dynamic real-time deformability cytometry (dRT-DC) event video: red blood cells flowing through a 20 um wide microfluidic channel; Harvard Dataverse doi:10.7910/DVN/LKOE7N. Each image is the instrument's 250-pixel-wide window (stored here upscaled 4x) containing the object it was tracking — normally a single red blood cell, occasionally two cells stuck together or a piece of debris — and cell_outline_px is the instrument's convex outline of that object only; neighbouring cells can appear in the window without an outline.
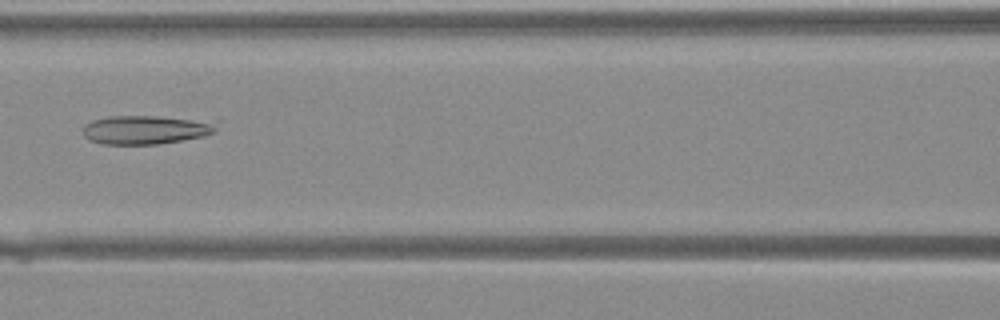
{"species": "Egyptian fruit bat (a non-hibernating species)", "species_latin": "Rousettus aegyptiacus", "temperature_condition": "warm", "stored_images_in_passage": 33, "camera_frame_rate_fps": 3000, "um_per_image_px": 0.085, "animal": {"sex": "female"}, "frame": {"image": 1, "passage_image": 11, "time_ms": 3.333, "image_size_px": [1000, 320], "cell_outline_px": [[220, 120], [216, 132], [204, 136], [156, 144], [104, 144], [88, 140], [84, 136], [84, 124], [92, 120], [108, 116], [156, 116]], "centroid_in_image_um": [12.48, 11.0], "position_along_channel_um": 154.1, "area_um2": 22.83}}
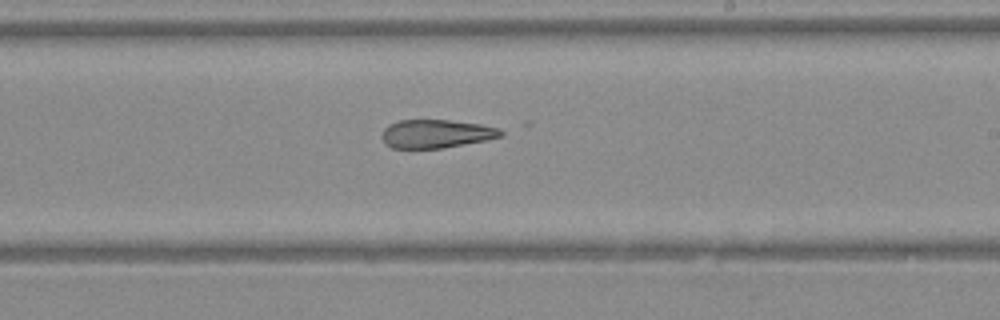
{"frame": {"image": 2, "passage_image": 17, "time_ms": 5.333, "image_size_px": [1000, 320], "cell_outline_px": [[504, 136], [444, 148], [392, 148], [384, 144], [384, 128], [388, 124], [400, 120], [448, 120], [480, 124], [496, 128], [504, 132]], "centroid_in_image_um": [37.07, 11.37], "position_along_channel_um": 251.9, "area_um2": 19.48}}
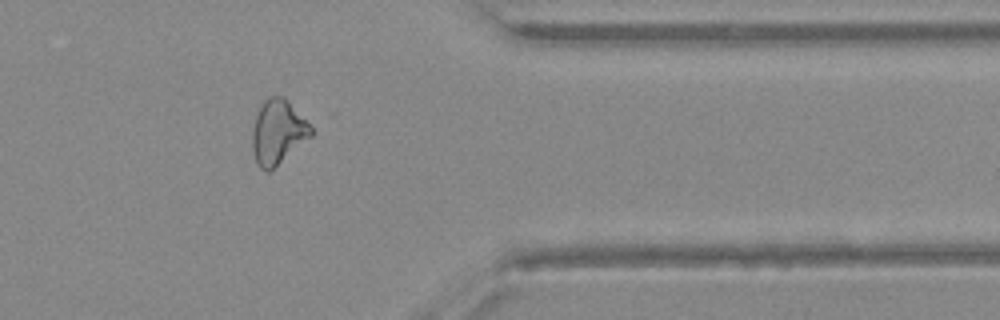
{"frame": {"image": 3, "passage_image": 26, "time_ms": 8.333, "image_size_px": [1000, 320], "cell_outline_px": [[312, 136], [268, 172], [264, 172], [256, 164], [252, 152], [252, 128], [256, 116], [264, 100], [268, 96], [284, 96], [288, 100], [312, 128]], "centroid_in_image_um": [23.59, 11.23], "position_along_channel_um": 387.8, "area_um2": 21.91}}